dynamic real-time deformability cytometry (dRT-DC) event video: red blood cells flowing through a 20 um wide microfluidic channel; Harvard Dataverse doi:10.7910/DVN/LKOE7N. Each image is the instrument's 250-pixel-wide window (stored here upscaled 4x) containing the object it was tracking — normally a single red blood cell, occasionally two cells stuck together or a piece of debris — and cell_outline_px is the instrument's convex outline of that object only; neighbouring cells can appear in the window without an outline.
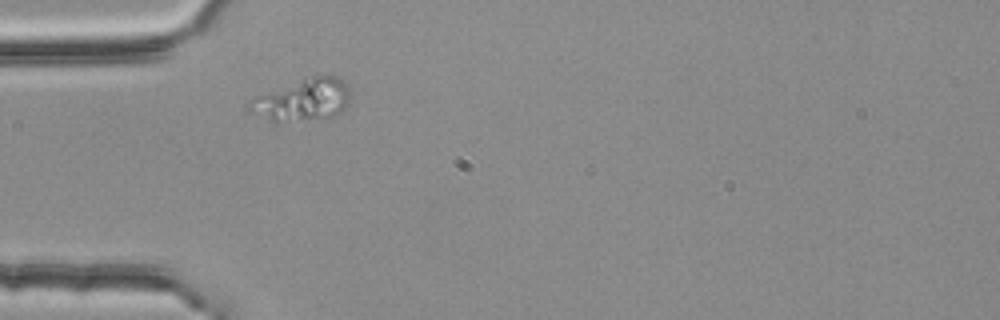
{"species": "common noctule bat (a hibernating species)", "species_latin": "Nyctalus noctula", "temperature_condition": "room temperature", "stored_images_in_passage": 1, "camera_frame_rate_fps": 3000, "um_per_image_px": 0.085, "animal": {"sex": "female", "body_mass_g": 25.1}, "frame": {"image": 1, "passage_image": 1, "time_ms": 0.0, "image_size_px": [1000, 320], "cell_outline_px": [[352, 96], [344, 108], [340, 112], [332, 116], [276, 124], [248, 112], [244, 104], [252, 96], [316, 72], [336, 76], [344, 80], [348, 84]], "centroid_in_image_um": [25.65, 8.45], "position_along_channel_um": 59.4, "area_um2": 26.41}}